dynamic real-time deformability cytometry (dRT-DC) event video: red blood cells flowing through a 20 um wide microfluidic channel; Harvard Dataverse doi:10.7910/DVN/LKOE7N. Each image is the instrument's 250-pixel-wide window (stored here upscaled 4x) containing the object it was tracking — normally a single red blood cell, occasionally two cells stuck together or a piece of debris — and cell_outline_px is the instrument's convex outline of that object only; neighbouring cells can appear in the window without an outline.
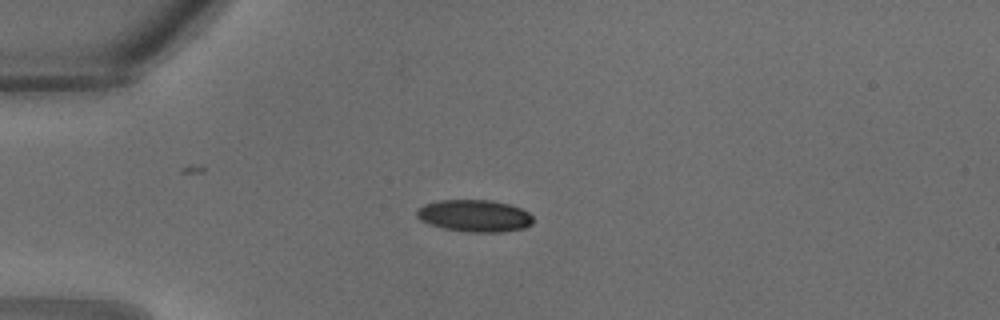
{"species": "common noctule bat (a hibernating species)", "species_latin": "Nyctalus noctula", "temperature_condition": "warm", "stored_images_in_passage": 32, "camera_frame_rate_fps": 3000, "um_per_image_px": 0.085, "animal": {"sex": "male", "body_mass_g": 18.8}, "frame": {"image": 1, "passage_image": 8, "time_ms": 2.333, "image_size_px": [1000, 320], "cell_outline_px": [[532, 224], [524, 228], [500, 232], [468, 232], [444, 228], [428, 224], [420, 220], [416, 216], [416, 212], [424, 204], [436, 200], [492, 200], [508, 204], [520, 208], [528, 212], [532, 216]], "centroid_in_image_um": [40.32, 18.34], "position_along_channel_um": 44.7, "area_um2": 21.73}}
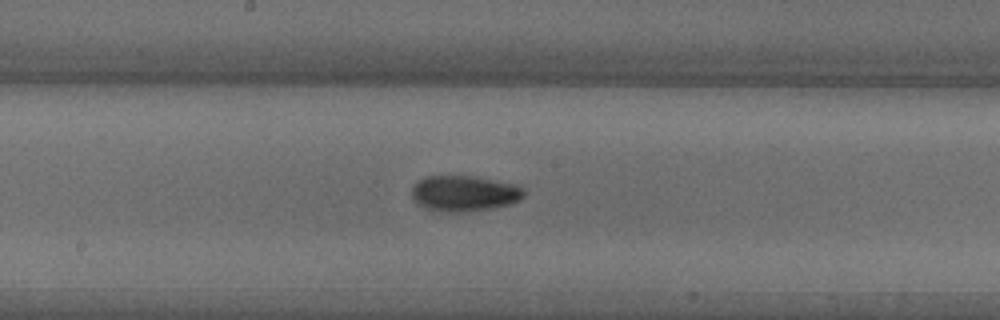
{"frame": {"image": 2, "passage_image": 17, "time_ms": 5.333, "image_size_px": [1000, 320], "cell_outline_px": [[524, 196], [520, 200], [512, 204], [492, 208], [456, 212], [444, 212], [428, 208], [420, 204], [412, 196], [412, 184], [428, 176], [472, 176], [512, 184], [524, 188]], "centroid_in_image_um": [39.48, 16.44], "position_along_channel_um": 208.7, "area_um2": 23.0}}
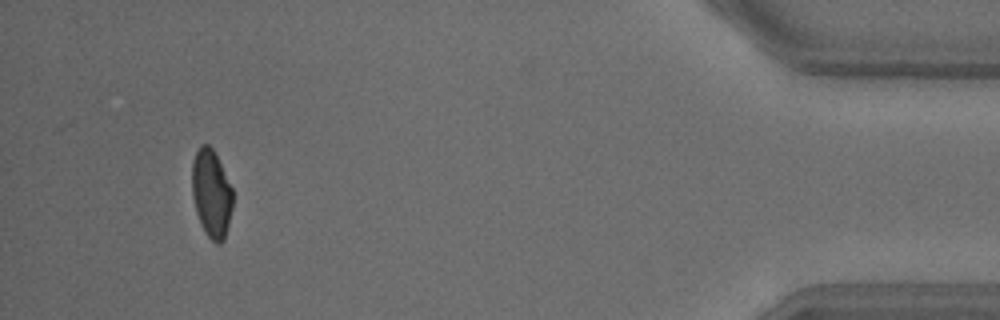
{"frame": {"image": 3, "passage_image": 30, "time_ms": 9.667, "image_size_px": [1000, 320], "cell_outline_px": [[232, 208], [224, 240], [220, 244], [216, 244], [204, 232], [200, 224], [196, 212], [192, 196], [192, 160], [200, 144], [208, 144], [212, 148], [232, 188]], "centroid_in_image_um": [17.95, 16.46], "position_along_channel_um": 417.3, "area_um2": 20.81}}